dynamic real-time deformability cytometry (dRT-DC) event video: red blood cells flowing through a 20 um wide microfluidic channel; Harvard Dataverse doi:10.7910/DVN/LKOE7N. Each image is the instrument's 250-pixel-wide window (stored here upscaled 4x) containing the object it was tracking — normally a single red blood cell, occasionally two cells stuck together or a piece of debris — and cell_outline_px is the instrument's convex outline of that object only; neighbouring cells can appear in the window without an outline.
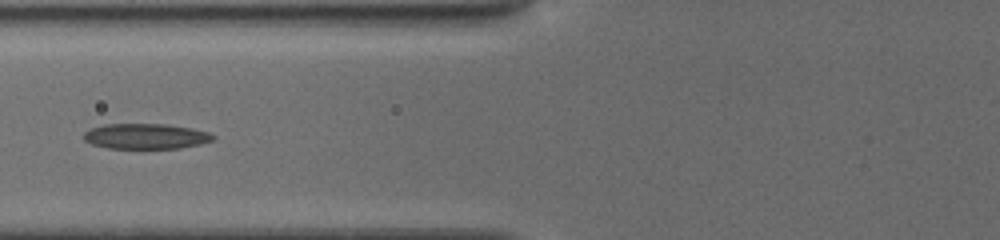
{"species": "common noctule bat (a hibernating species)", "species_latin": "Nyctalus noctula", "temperature_condition": "cold", "stored_images_in_passage": 37, "camera_frame_rate_fps": 3000, "um_per_image_px": 0.085, "animal": {"sex": "female", "body_mass_g": 19.5, "forearm_length_mm": 54.1}, "frame": {"image": 1, "passage_image": 3, "time_ms": 1.333, "image_size_px": [1000, 240], "cell_outline_px": [[216, 136], [212, 140], [200, 144], [180, 148], [108, 148], [92, 144], [84, 140], [84, 132], [92, 128], [104, 124], [164, 124], [192, 128], [208, 132]], "centroid_in_image_um": [12.39, 11.58], "position_along_channel_um": 113.4, "area_um2": 19.02}}
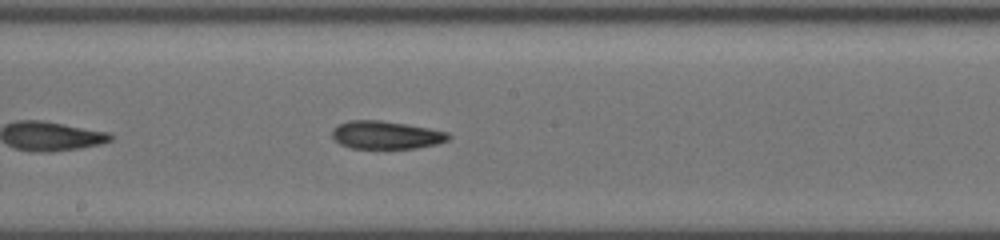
{"frame": {"image": 2, "passage_image": 14, "time_ms": 4.0, "image_size_px": [1000, 240], "cell_outline_px": [[452, 136], [448, 140], [436, 144], [416, 148], [352, 148], [340, 144], [332, 136], [332, 128], [348, 120], [380, 120], [428, 128], [448, 132]], "centroid_in_image_um": [32.81, 11.47], "position_along_channel_um": 215.4, "area_um2": 18.84}}
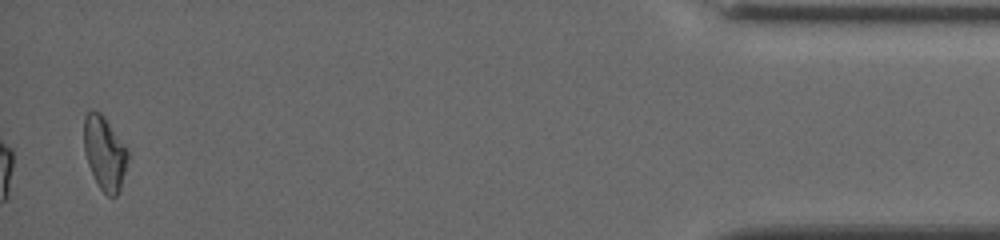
{"frame": {"image": 3, "passage_image": 37, "time_ms": 11.333, "image_size_px": [1000, 240], "cell_outline_px": [[128, 160], [120, 192], [116, 196], [108, 196], [100, 188], [88, 164], [84, 148], [84, 116], [92, 108], [100, 112], [104, 116], [128, 148]], "centroid_in_image_um": [8.91, 12.98], "position_along_channel_um": 426.3, "area_um2": 18.96}, "authors_computed_cell_mechanics": {"area_um2": 18.496, "velocity_mm_per_s": 3.813, "shape_relaxation_time_tau1_ms": null, "shape_relaxation_time_tau2_ms": 5.4614, "deformation_change_tau1": null, "deformation_change_tau2": 0.1293}}